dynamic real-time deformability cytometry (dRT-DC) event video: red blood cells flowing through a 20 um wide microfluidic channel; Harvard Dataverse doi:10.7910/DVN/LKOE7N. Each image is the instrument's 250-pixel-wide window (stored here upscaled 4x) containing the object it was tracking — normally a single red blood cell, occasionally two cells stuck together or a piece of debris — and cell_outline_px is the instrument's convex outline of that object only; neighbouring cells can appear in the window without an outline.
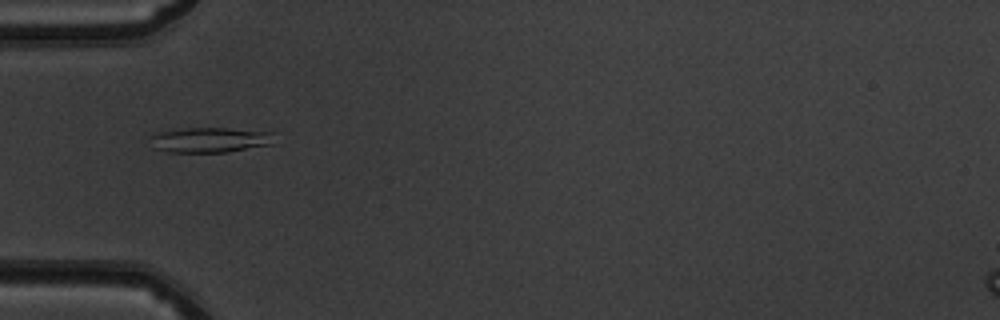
{"species": "common noctule bat (a hibernating species)", "species_latin": "Nyctalus noctula", "temperature_condition": "warm", "stored_images_in_passage": 51, "camera_frame_rate_fps": 3000, "um_per_image_px": 0.085, "animal": {"sex": "male", "body_mass_g": 19.5, "forearm_length_mm": 54.6}, "frame": {"image": 1, "passage_image": 17, "time_ms": 5.333, "image_size_px": [1000, 320], "cell_outline_px": [[276, 132], [272, 144], [228, 152], [168, 152], [152, 148], [148, 136], [152, 132], [188, 128], [228, 128]], "centroid_in_image_um": [17.79, 11.88], "position_along_channel_um": 67.2, "area_um2": 18.61}}
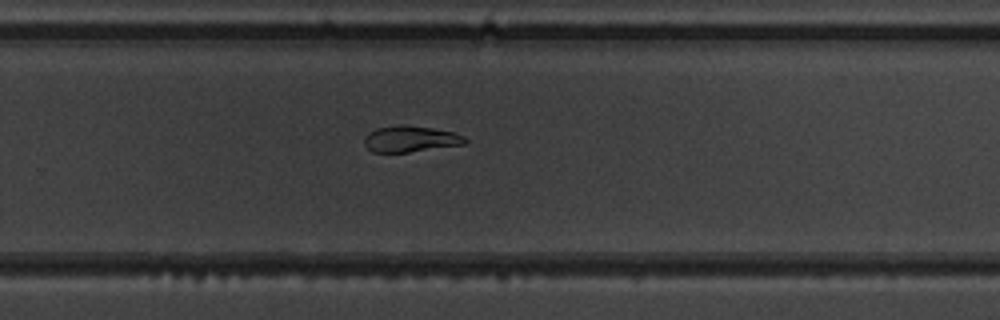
{"frame": {"image": 2, "passage_image": 34, "time_ms": 11.0, "image_size_px": [1000, 320], "cell_outline_px": [[468, 140], [464, 144], [408, 152], [372, 152], [364, 144], [364, 136], [368, 132], [376, 128], [400, 124], [404, 124], [432, 128], [452, 132], [464, 136]], "centroid_in_image_um": [34.85, 11.8], "position_along_channel_um": 295.0, "area_um2": 15.37}}
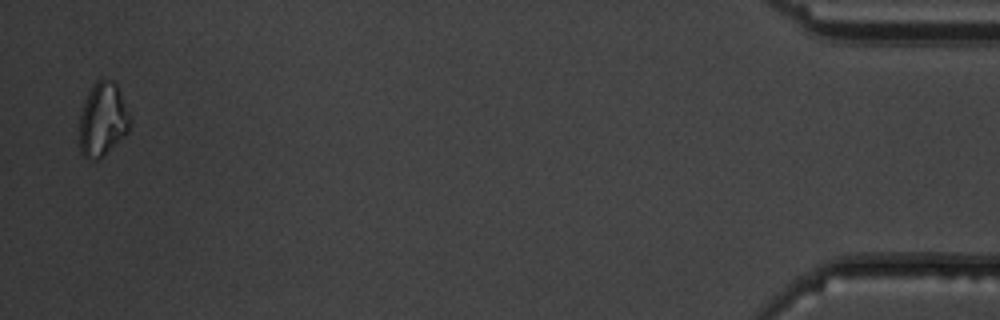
{"frame": {"image": 3, "passage_image": 50, "time_ms": 16.333, "image_size_px": [1000, 320], "cell_outline_px": [[132, 120], [128, 132], [100, 160], [88, 160], [80, 152], [80, 112], [88, 92], [96, 80], [104, 76], [112, 80], [116, 84], [120, 92]], "centroid_in_image_um": [8.73, 10.16], "position_along_channel_um": 426.5, "area_um2": 22.08}, "authors_computed_cell_mechanics": {"area_um2": 18.5538, "velocity_mm_per_s": 4.0384, "shape_relaxation_time_tau1_ms": null, "shape_relaxation_time_tau2_ms": 6.5562, "deformation_change_tau1": null, "deformation_change_tau2": 0.1181}}